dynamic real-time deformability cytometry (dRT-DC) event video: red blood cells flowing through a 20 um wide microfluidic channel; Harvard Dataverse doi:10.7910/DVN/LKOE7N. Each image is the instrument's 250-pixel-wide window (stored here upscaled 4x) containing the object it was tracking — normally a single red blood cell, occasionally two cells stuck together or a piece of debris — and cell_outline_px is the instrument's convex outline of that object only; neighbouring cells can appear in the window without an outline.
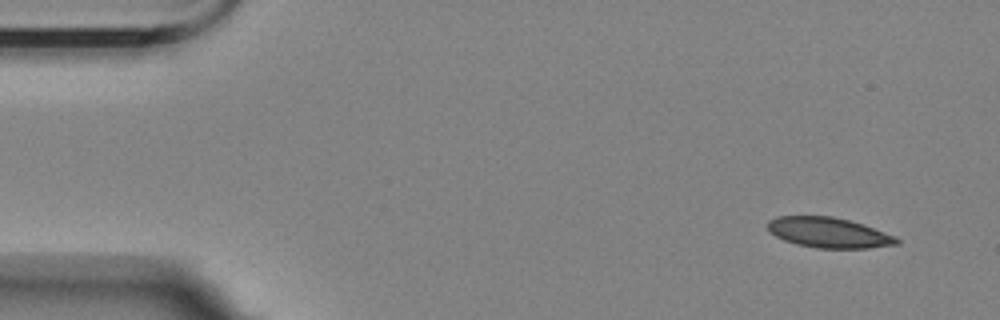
{"species": "Egyptian fruit bat (a non-hibernating species)", "species_latin": "Rousettus aegyptiacus", "temperature_condition": "room temperature", "stored_images_in_passage": 5, "camera_frame_rate_fps": 3000, "um_per_image_px": 0.085, "animal": {"sex": "female"}, "frame": {"image": 1, "passage_image": 1, "time_ms": 0.0, "image_size_px": [1000, 320], "cell_outline_px": [[900, 244], [868, 248], [816, 248], [796, 244], [784, 240], [768, 232], [768, 220], [776, 216], [832, 216], [864, 224], [896, 236], [900, 240]], "centroid_in_image_um": [70.45, 19.77], "position_along_channel_um": 14.6, "area_um2": 22.95}}
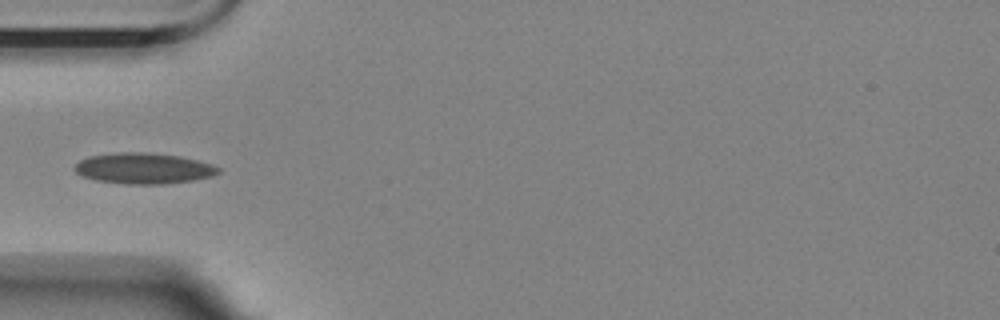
{"frame": {"image": 2, "passage_image": 5, "time_ms": 4.667, "image_size_px": [1000, 320], "cell_outline_px": [[220, 172], [212, 176], [192, 180], [164, 184], [124, 184], [96, 180], [84, 176], [76, 172], [72, 168], [80, 160], [88, 156], [120, 152], [144, 152], [180, 156], [212, 164], [220, 168]], "centroid_in_image_um": [12.2, 14.31], "position_along_channel_um": 72.8, "area_um2": 25.78}}